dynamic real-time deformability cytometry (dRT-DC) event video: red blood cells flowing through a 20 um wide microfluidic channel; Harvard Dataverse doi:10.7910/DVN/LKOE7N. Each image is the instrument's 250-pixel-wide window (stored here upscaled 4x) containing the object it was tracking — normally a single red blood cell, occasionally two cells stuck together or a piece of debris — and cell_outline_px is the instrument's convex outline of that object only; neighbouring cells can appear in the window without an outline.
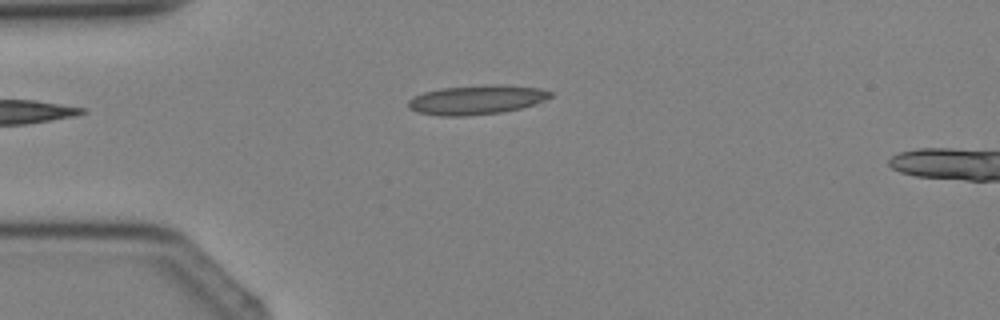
{"species": "Egyptian fruit bat (a non-hibernating species)", "species_latin": "Rousettus aegyptiacus", "temperature_condition": "cold", "stored_images_in_passage": 4, "camera_frame_rate_fps": 3000, "um_per_image_px": 0.085, "animal": {"sex": "female"}, "frame": {"image": 1, "passage_image": 3, "time_ms": 2.333, "image_size_px": [1000, 320], "cell_outline_px": [[552, 96], [544, 100], [520, 108], [500, 112], [468, 116], [440, 116], [416, 112], [408, 108], [408, 100], [412, 96], [424, 92], [440, 88], [540, 88], [552, 92]], "centroid_in_image_um": [40.36, 8.55], "position_along_channel_um": 44.6, "area_um2": 22.77}}